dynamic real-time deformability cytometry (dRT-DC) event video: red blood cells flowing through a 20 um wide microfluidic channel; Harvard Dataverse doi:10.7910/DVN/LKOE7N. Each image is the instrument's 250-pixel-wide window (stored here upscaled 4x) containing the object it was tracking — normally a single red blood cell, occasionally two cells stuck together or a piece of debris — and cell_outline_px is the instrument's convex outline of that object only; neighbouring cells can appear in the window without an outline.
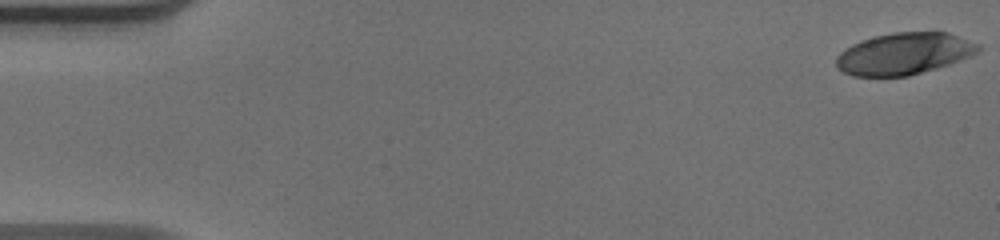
{"species": "human", "species_latin": "Homo sapiens", "temperature_condition": "warm", "stored_images_in_passage": 52, "camera_frame_rate_fps": 3000, "um_per_image_px": 0.085, "donor": {"sex": "male"}, "frame": {"image": 1, "passage_image": 1, "time_ms": 0.0, "image_size_px": [1000, 240], "cell_outline_px": [[980, 52], [972, 56], [936, 68], [908, 76], [852, 76], [836, 68], [836, 56], [844, 48], [860, 40], [872, 36], [896, 32], [948, 32], [980, 44]], "centroid_in_image_um": [76.83, 4.56], "position_along_channel_um": 8.2, "area_um2": 34.8}}
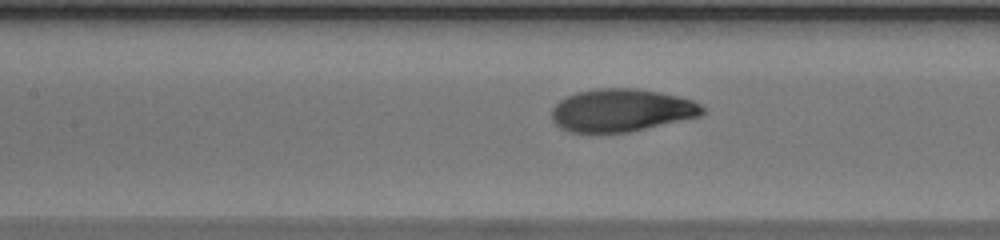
{"frame": {"image": 2, "passage_image": 24, "time_ms": 7.667, "image_size_px": [1000, 240], "cell_outline_px": [[704, 112], [700, 116], [628, 132], [568, 132], [560, 128], [552, 120], [552, 108], [560, 100], [576, 92], [596, 88], [636, 88], [660, 92], [692, 100], [700, 104], [704, 108]], "centroid_in_image_um": [52.8, 9.37], "position_along_channel_um": 154.6, "area_um2": 37.4}}
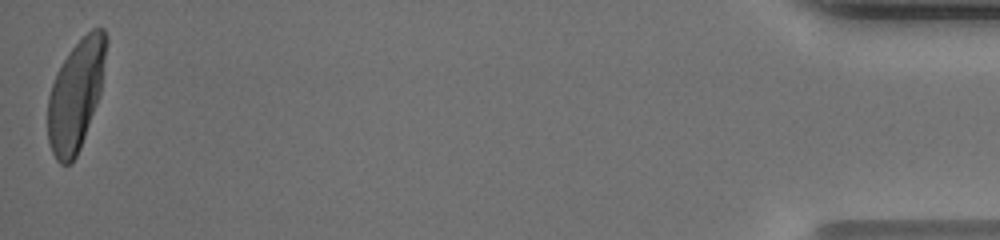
{"frame": {"image": 3, "passage_image": 52, "time_ms": 17.0, "image_size_px": [1000, 240], "cell_outline_px": [[108, 40], [100, 92], [96, 104], [80, 148], [72, 164], [60, 164], [56, 160], [52, 152], [48, 140], [48, 96], [56, 72], [68, 52], [92, 28], [104, 28], [108, 36]], "centroid_in_image_um": [6.44, 8.06], "position_along_channel_um": 428.8, "area_um2": 37.34}, "authors_computed_cell_mechanics": {"area_um2": 36.9342, "velocity_mm_per_s": 3.9456, "shape_relaxation_time_tau1_ms": 3.6225, "shape_relaxation_time_tau2_ms": null, "deformation_change_tau1": 0.2409, "deformation_change_tau2": null}}